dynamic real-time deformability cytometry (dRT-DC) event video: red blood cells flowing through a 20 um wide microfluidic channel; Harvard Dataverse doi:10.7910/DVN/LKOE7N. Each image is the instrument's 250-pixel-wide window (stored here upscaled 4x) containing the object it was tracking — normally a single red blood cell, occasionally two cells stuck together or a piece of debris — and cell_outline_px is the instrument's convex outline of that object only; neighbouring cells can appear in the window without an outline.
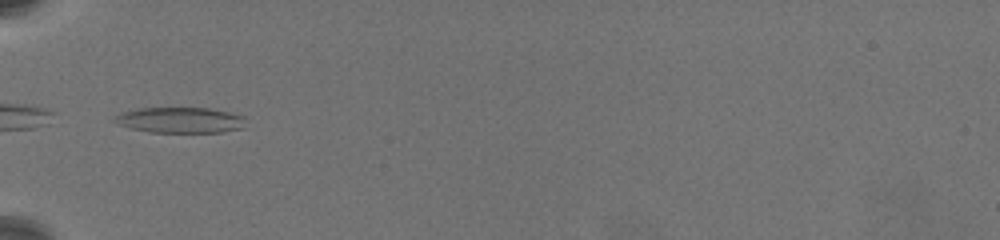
{"species": "common noctule bat (a hibernating species)", "species_latin": "Nyctalus noctula", "temperature_condition": "warm", "stored_images_in_passage": 17, "camera_frame_rate_fps": 3000, "um_per_image_px": 0.085, "animal": {"sex": "female", "body_mass_g": 19.5, "forearm_length_mm": 54.1}, "frame": {"image": 1, "passage_image": 1, "time_ms": 0.0, "image_size_px": [1000, 240], "cell_outline_px": [[244, 128], [220, 132], [148, 132], [116, 124], [112, 120], [112, 116], [124, 112], [140, 108], [208, 108], [228, 112], [244, 116]], "centroid_in_image_um": [15.28, 10.21], "position_along_channel_um": 69.7, "area_um2": 19.59}}
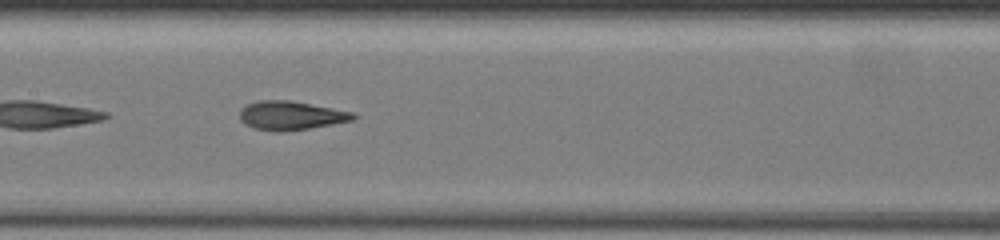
{"frame": {"image": 2, "passage_image": 13, "time_ms": 3.333, "image_size_px": [1000, 240], "cell_outline_px": [[360, 116], [352, 120], [332, 124], [308, 128], [280, 132], [272, 132], [252, 128], [244, 124], [240, 120], [240, 108], [248, 104], [260, 100], [292, 100], [352, 112]], "centroid_in_image_um": [24.69, 9.82], "position_along_channel_um": 182.7, "area_um2": 19.19}}